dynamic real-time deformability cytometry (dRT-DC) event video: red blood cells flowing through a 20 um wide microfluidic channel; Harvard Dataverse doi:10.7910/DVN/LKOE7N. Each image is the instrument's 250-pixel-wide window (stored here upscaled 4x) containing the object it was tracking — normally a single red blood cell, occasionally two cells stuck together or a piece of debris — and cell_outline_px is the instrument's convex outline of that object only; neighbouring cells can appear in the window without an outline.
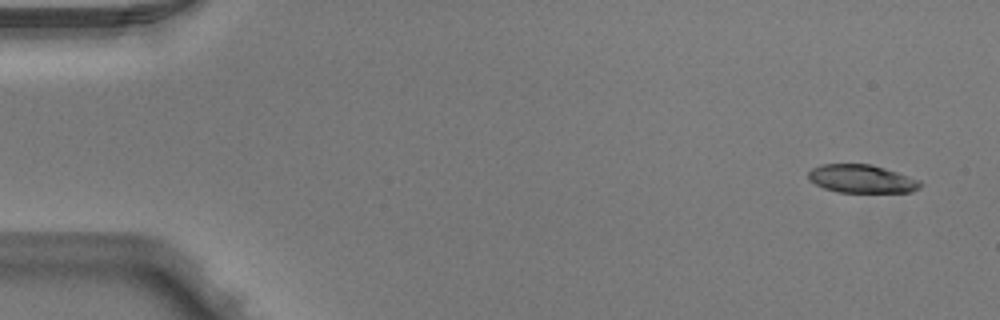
{"species": "Egyptian fruit bat (a non-hibernating species)", "species_latin": "Rousettus aegyptiacus", "temperature_condition": "warm", "stored_images_in_passage": 5, "camera_frame_rate_fps": 3000, "um_per_image_px": 0.085, "animal": {"sex": "male"}, "frame": {"image": 1, "passage_image": 1, "time_ms": 0.0, "image_size_px": [1000, 320], "cell_outline_px": [[920, 188], [912, 192], [840, 192], [824, 188], [808, 180], [808, 172], [812, 168], [820, 164], [872, 164], [920, 180]], "centroid_in_image_um": [73.22, 15.2], "position_along_channel_um": 11.8, "area_um2": 18.32}}
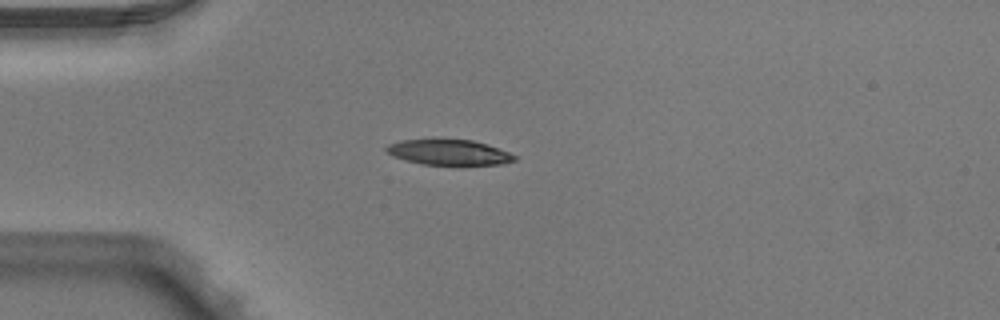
{"frame": {"image": 2, "passage_image": 4, "time_ms": 1.0, "image_size_px": [1000, 320], "cell_outline_px": [[516, 160], [500, 164], [420, 164], [392, 156], [384, 152], [384, 148], [388, 144], [400, 140], [440, 136], [472, 140], [488, 144], [508, 152], [516, 156]], "centroid_in_image_um": [38.05, 12.88], "position_along_channel_um": 46.9, "area_um2": 19.77}}